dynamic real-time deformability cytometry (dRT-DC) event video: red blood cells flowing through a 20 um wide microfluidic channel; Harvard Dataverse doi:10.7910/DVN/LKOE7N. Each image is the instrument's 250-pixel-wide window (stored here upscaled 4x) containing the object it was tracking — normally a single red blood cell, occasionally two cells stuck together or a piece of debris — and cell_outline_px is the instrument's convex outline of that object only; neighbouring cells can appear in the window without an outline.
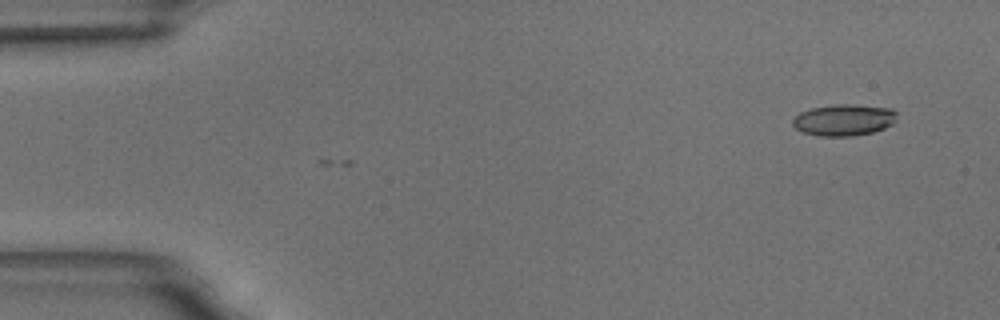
{"species": "common noctule bat (a hibernating species)", "species_latin": "Nyctalus noctula", "temperature_condition": "room temperature", "stored_images_in_passage": 3, "camera_frame_rate_fps": 3000, "um_per_image_px": 0.085, "animal": {"sex": "male", "body_mass_g": 18.8}, "frame": {"image": 1, "passage_image": 1, "time_ms": 0.0, "image_size_px": [1000, 320], "cell_outline_px": [[896, 120], [892, 124], [884, 128], [872, 132], [852, 136], [816, 136], [804, 132], [796, 128], [792, 124], [792, 120], [800, 112], [812, 108], [836, 104], [848, 104], [892, 108], [896, 112]], "centroid_in_image_um": [71.73, 10.2], "position_along_channel_um": 13.3, "area_um2": 19.07}}